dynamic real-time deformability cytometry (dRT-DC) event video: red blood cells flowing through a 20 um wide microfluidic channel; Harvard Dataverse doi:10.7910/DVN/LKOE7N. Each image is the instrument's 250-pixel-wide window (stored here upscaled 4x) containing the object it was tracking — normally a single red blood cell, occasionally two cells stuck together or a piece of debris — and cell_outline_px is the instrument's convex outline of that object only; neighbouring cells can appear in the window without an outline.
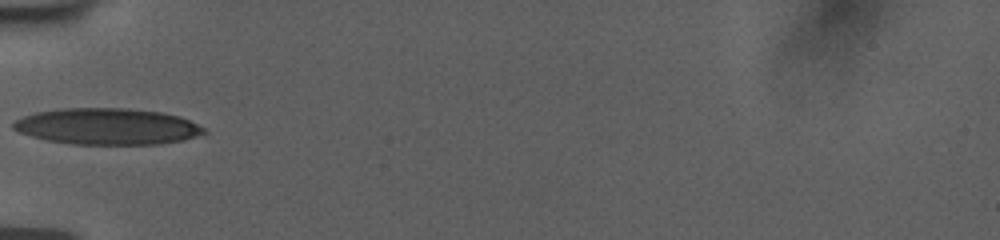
{"species": "human", "species_latin": "Homo sapiens", "temperature_condition": "room temperature", "stored_images_in_passage": 19, "camera_frame_rate_fps": 3000, "um_per_image_px": 0.085, "donor": {"sex": "female"}, "frame": {"image": 1, "passage_image": 1, "time_ms": 0.0, "image_size_px": [1000, 240], "cell_outline_px": [[208, 132], [184, 140], [156, 144], [72, 144], [44, 140], [16, 132], [12, 128], [12, 124], [16, 120], [24, 116], [36, 112], [60, 108], [128, 108], [160, 112], [180, 116], [204, 128]], "centroid_in_image_um": [9.07, 10.75], "position_along_channel_um": 75.9, "area_um2": 40.52}}
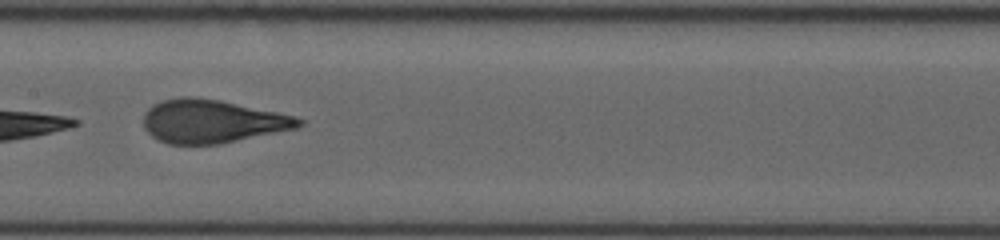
{"frame": {"image": 2, "passage_image": 10, "time_ms": 3.0, "image_size_px": [1000, 240], "cell_outline_px": [[304, 124], [296, 128], [220, 144], [168, 144], [152, 136], [144, 128], [144, 112], [152, 104], [164, 100], [180, 96], [196, 96], [220, 100], [296, 116], [304, 120]], "centroid_in_image_um": [18.02, 10.3], "position_along_channel_um": 189.4, "area_um2": 39.25}}
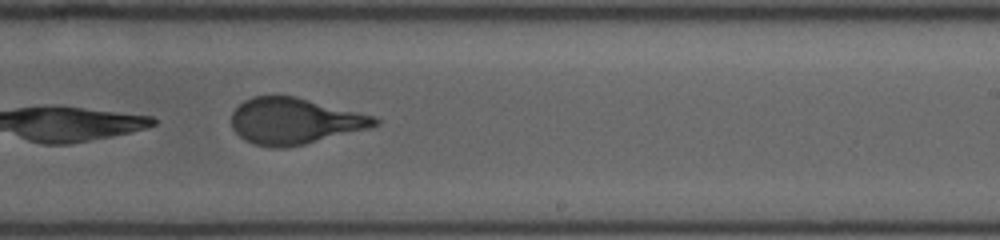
{"frame": {"image": 3, "passage_image": 16, "time_ms": 5.0, "image_size_px": [1000, 240], "cell_outline_px": [[380, 124], [372, 128], [304, 144], [284, 148], [272, 148], [256, 144], [244, 140], [232, 128], [232, 112], [244, 100], [252, 96], [296, 96], [376, 116], [380, 120]], "centroid_in_image_um": [25.08, 10.29], "position_along_channel_um": 263.9, "area_um2": 38.78}}